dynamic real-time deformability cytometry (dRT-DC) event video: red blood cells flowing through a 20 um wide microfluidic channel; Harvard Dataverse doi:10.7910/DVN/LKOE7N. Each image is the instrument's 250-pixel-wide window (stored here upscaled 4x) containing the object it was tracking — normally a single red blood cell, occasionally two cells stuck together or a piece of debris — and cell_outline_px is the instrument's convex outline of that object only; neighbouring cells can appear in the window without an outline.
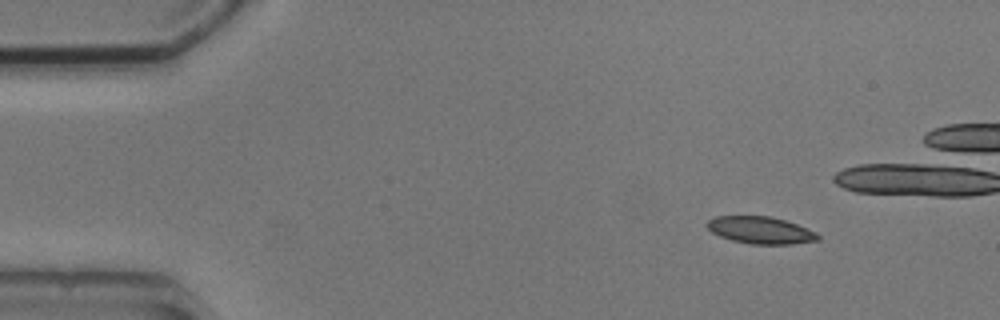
{"species": "common noctule bat (a hibernating species)", "species_latin": "Nyctalus noctula", "temperature_condition": "cold", "stored_images_in_passage": 5, "camera_frame_rate_fps": 3000, "um_per_image_px": 0.085, "animal": {"sex": "male", "body_mass_g": 20.5, "forearm_length_mm": 52.5}, "frame": {"image": 1, "passage_image": 1, "time_ms": 0.0, "image_size_px": [1000, 320], "cell_outline_px": [[820, 240], [792, 244], [752, 244], [732, 240], [720, 236], [712, 232], [704, 224], [708, 220], [716, 216], [768, 216], [784, 220], [796, 224], [816, 232], [820, 236]], "centroid_in_image_um": [64.64, 19.56], "position_along_channel_um": 20.4, "area_um2": 17.46}}